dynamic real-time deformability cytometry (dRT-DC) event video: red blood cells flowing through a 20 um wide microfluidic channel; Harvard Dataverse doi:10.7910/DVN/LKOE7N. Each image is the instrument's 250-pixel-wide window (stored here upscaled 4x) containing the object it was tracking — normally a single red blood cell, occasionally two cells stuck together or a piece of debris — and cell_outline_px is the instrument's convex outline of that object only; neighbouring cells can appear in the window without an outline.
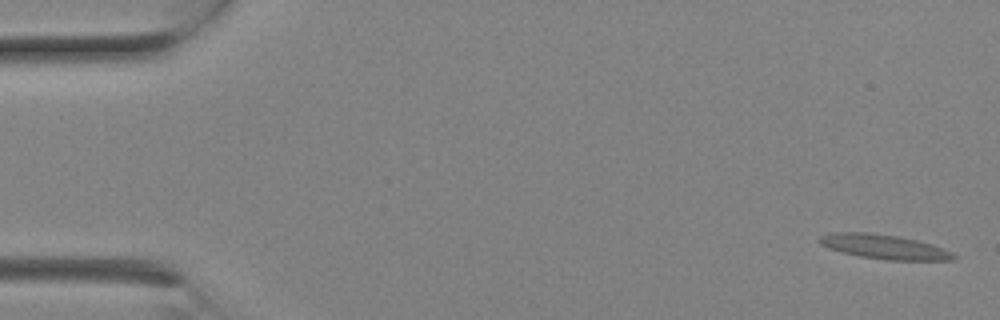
{"species": "Egyptian fruit bat (a non-hibernating species)", "species_latin": "Rousettus aegyptiacus", "temperature_condition": "room temperature", "stored_images_in_passage": 4, "camera_frame_rate_fps": 3000, "um_per_image_px": 0.085, "animal": {"sex": "female"}, "frame": {"image": 1, "passage_image": 1, "time_ms": 0.0, "image_size_px": [1000, 320], "cell_outline_px": [[956, 256], [952, 260], [888, 260], [860, 256], [828, 248], [820, 244], [820, 236], [836, 232], [864, 232], [896, 236], [916, 240], [932, 244], [944, 248], [952, 252]], "centroid_in_image_um": [75.18, 20.98], "position_along_channel_um": 9.8, "area_um2": 18.79}}